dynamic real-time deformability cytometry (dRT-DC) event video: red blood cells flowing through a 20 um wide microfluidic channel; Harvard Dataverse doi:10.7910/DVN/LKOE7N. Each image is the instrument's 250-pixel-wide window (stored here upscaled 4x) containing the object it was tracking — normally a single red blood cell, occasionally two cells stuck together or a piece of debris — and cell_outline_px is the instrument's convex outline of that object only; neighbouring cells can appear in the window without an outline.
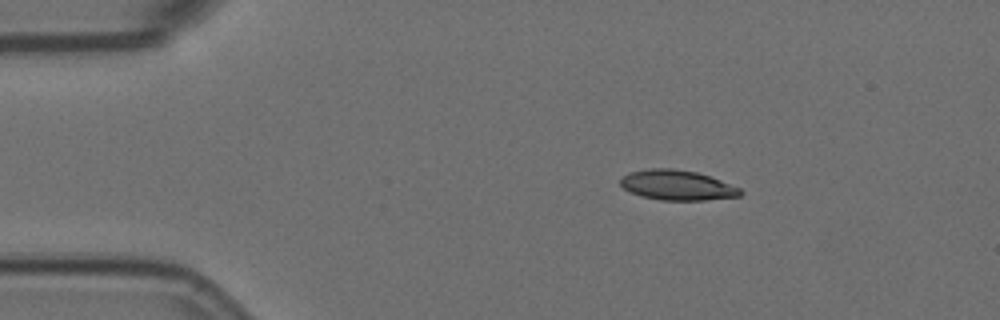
{"species": "Egyptian fruit bat (a non-hibernating species)", "species_latin": "Rousettus aegyptiacus", "temperature_condition": "room temperature", "stored_images_in_passage": 48, "camera_frame_rate_fps": 3000, "um_per_image_px": 0.085, "animal": {"sex": "female"}, "frame": {"image": 1, "passage_image": 1, "time_ms": 0.0, "image_size_px": [1000, 320], "cell_outline_px": [[744, 192], [740, 196], [704, 200], [660, 200], [644, 196], [632, 192], [624, 188], [620, 184], [620, 176], [628, 172], [648, 168], [672, 168], [696, 172], [720, 180], [740, 188]], "centroid_in_image_um": [57.54, 15.73], "position_along_channel_um": 27.5, "area_um2": 20.92}}
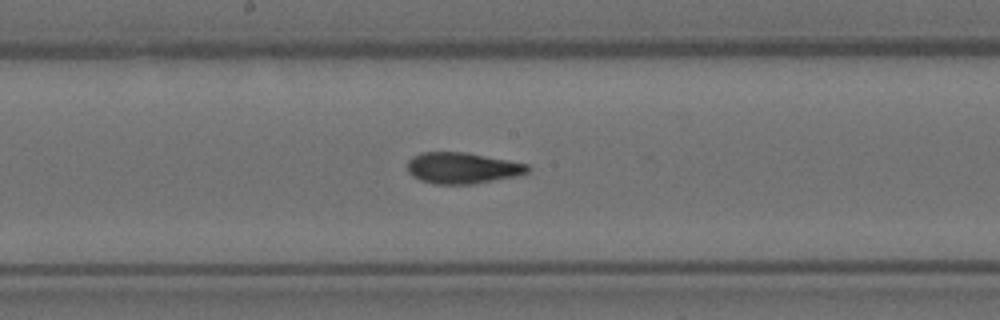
{"frame": {"image": 2, "passage_image": 21, "time_ms": 6.667, "image_size_px": [1000, 320], "cell_outline_px": [[532, 168], [528, 172], [520, 176], [472, 184], [436, 184], [420, 180], [412, 176], [408, 172], [408, 160], [412, 156], [420, 152], [464, 152], [508, 160], [528, 164]], "centroid_in_image_um": [39.32, 14.28], "position_along_channel_um": 208.9, "area_um2": 22.02}}
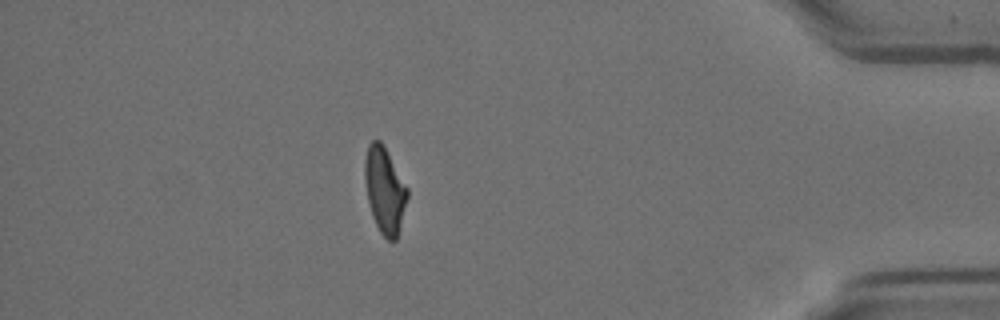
{"frame": {"image": 3, "passage_image": 41, "time_ms": 13.333, "image_size_px": [1000, 320], "cell_outline_px": [[408, 196], [396, 240], [388, 240], [380, 232], [372, 216], [368, 200], [364, 180], [364, 160], [368, 144], [372, 140], [380, 140], [384, 144], [408, 188]], "centroid_in_image_um": [32.68, 16.11], "position_along_channel_um": 402.5, "area_um2": 21.39}, "authors_computed_cell_mechanics": {"area_um2": 21.675, "velocity_mm_per_s": 3.5866, "shape_relaxation_time_tau1_ms": 9.2443, "shape_relaxation_time_tau2_ms": 1.6993, "deformation_change_tau1": 0.2648, "deformation_change_tau2": 0.0863}}